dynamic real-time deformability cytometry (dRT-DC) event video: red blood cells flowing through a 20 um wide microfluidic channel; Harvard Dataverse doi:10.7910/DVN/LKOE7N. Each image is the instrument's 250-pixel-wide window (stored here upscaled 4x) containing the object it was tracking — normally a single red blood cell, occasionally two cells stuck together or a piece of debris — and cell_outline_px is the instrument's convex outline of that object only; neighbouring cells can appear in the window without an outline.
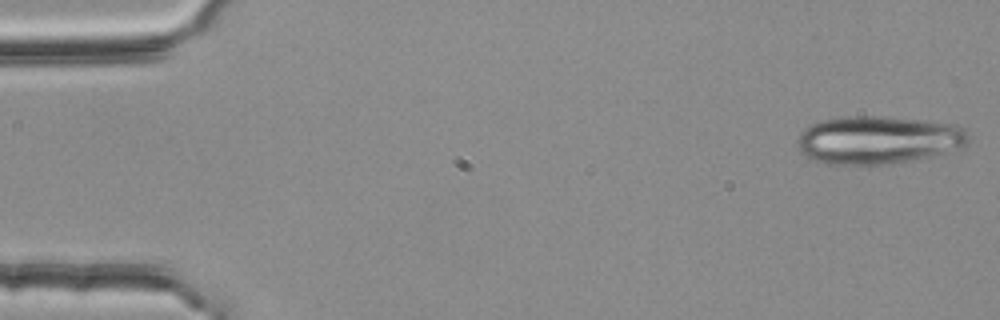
{"species": "common noctule bat (a hibernating species)", "species_latin": "Nyctalus noctula", "temperature_condition": "room temperature", "stored_images_in_passage": 19, "camera_frame_rate_fps": 3000, "um_per_image_px": 0.085, "animal": {"sex": "female", "body_mass_g": 25.1}, "frame": {"image": 1, "passage_image": 1, "time_ms": 0.0, "image_size_px": [1000, 320], "cell_outline_px": [[968, 144], [960, 148], [944, 152], [884, 164], [824, 164], [800, 152], [796, 140], [800, 132], [804, 128], [820, 120], [840, 116], [876, 116], [956, 124], [964, 128], [968, 136]], "centroid_in_image_um": [74.58, 11.87], "position_along_channel_um": 10.4, "area_um2": 47.28}}